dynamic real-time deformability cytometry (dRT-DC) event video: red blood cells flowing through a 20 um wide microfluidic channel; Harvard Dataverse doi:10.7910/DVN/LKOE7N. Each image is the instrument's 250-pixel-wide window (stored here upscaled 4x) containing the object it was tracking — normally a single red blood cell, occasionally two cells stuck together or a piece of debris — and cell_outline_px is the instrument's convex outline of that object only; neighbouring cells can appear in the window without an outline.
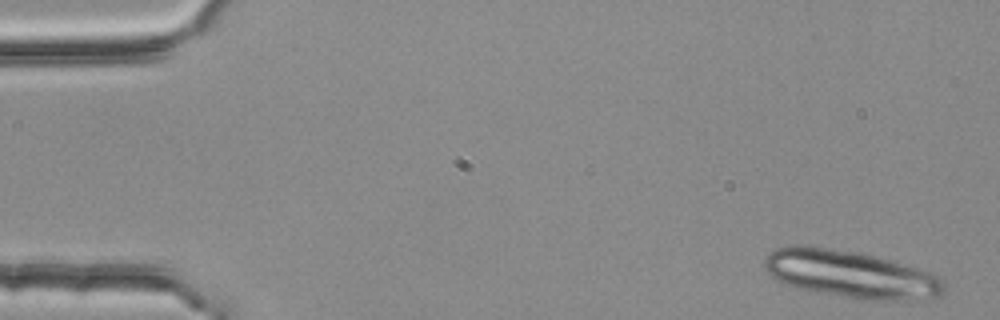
{"species": "common noctule bat (a hibernating species)", "species_latin": "Nyctalus noctula", "temperature_condition": "room temperature", "stored_images_in_passage": 18, "camera_frame_rate_fps": 3000, "um_per_image_px": 0.085, "animal": {"sex": "female", "body_mass_g": 25.1}, "frame": {"image": 1, "passage_image": 1, "time_ms": 0.0, "image_size_px": [1000, 320], "cell_outline_px": [[944, 288], [940, 296], [916, 300], [860, 300], [800, 288], [784, 284], [776, 280], [764, 268], [764, 260], [768, 252], [776, 248], [796, 244], [860, 252], [876, 256], [932, 272], [940, 276], [944, 280]], "centroid_in_image_um": [72.31, 23.3], "position_along_channel_um": 12.7, "area_um2": 49.94}}